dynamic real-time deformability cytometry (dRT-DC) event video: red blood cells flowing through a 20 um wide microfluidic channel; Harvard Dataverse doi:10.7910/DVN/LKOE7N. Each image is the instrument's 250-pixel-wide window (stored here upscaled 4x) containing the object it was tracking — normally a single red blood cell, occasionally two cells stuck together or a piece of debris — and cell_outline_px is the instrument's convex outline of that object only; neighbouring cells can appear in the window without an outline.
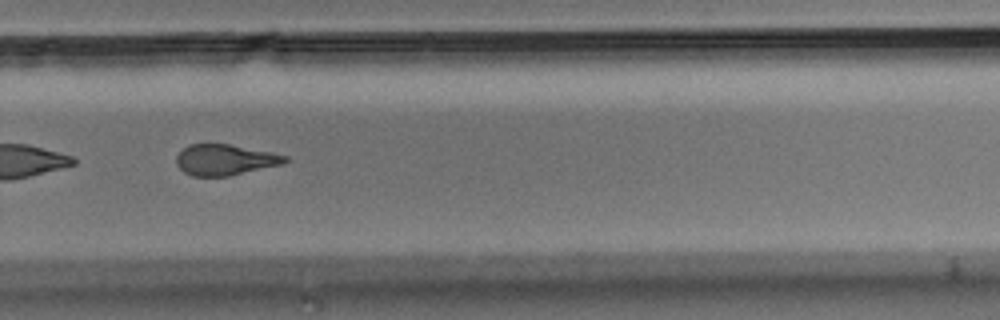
{"species": "Egyptian fruit bat (a non-hibernating species)", "species_latin": "Rousettus aegyptiacus", "temperature_condition": "room temperature", "stored_images_in_passage": 41, "camera_frame_rate_fps": 3000, "um_per_image_px": 0.085, "animal": {"sex": "male"}, "frame": {"image": 1, "passage_image": 30, "time_ms": 9.667, "image_size_px": [1000, 320], "cell_outline_px": [[288, 160], [284, 164], [228, 176], [192, 176], [184, 172], [176, 164], [176, 156], [188, 144], [228, 144], [272, 152], [288, 156]], "centroid_in_image_um": [19.13, 13.58], "position_along_channel_um": 310.7, "area_um2": 19.54}, "authors_computed_cell_mechanics": {"area_um2": 20.6346, "velocity_mm_per_s": 3.7047, "shape_relaxation_time_tau1_ms": 3.7706, "shape_relaxation_time_tau2_ms": 2.1747, "deformation_change_tau1": 0.1654, "deformation_change_tau2": 0.105}}